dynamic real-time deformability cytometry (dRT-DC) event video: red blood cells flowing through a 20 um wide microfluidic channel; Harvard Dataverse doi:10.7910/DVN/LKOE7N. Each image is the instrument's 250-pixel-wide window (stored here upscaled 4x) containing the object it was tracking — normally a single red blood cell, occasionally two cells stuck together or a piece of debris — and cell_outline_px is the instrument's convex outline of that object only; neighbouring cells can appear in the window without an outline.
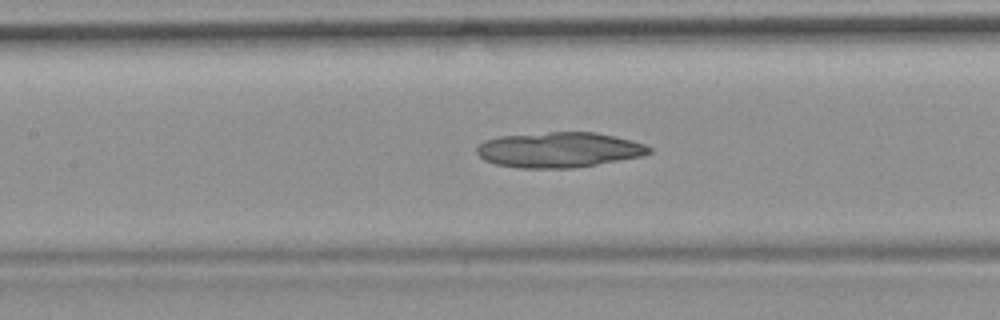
{"species": "common noctule bat (a hibernating species)", "species_latin": "Nyctalus noctula", "temperature_condition": "room temperature", "stored_images_in_passage": 33, "camera_frame_rate_fps": 3000, "um_per_image_px": 0.085, "animal": {"sex": "female", "body_mass_g": 19.9}, "frame": {"image": 1, "passage_image": 15, "time_ms": 4.667, "image_size_px": [1000, 320], "cell_outline_px": [[652, 152], [644, 156], [572, 168], [516, 168], [496, 164], [484, 160], [476, 152], [476, 148], [484, 140], [500, 136], [548, 132], [596, 132], [644, 144], [652, 148]], "centroid_in_image_um": [47.49, 12.74], "position_along_channel_um": 159.9, "area_um2": 35.37}}